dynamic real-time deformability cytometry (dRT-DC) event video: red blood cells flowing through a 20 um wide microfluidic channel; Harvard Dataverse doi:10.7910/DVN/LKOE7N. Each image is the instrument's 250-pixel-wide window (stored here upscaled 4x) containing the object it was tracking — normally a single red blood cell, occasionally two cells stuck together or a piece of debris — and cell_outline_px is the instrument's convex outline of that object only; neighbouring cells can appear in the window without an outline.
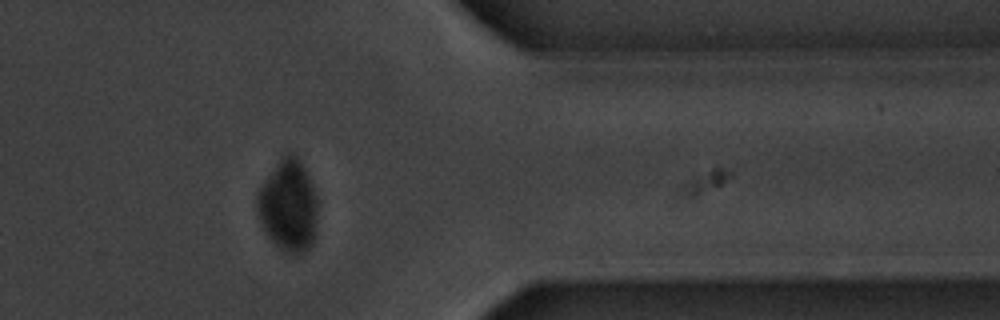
{"species": "common noctule bat (a hibernating species)", "species_latin": "Nyctalus noctula", "temperature_condition": "warm", "stored_images_in_passage": 56, "camera_frame_rate_fps": 3000, "um_per_image_px": 0.085, "animal": {"sex": "male", "body_mass_g": 20.1, "forearm_length_mm": 53.5}, "frame": {"image": 1, "passage_image": 46, "time_ms": 15.0, "image_size_px": [1000, 320], "cell_outline_px": [[316, 236], [312, 244], [304, 252], [284, 252], [264, 232], [256, 212], [256, 192], [264, 180], [284, 152], [292, 152], [300, 160], [312, 184], [316, 196]], "centroid_in_image_um": [24.48, 17.46], "position_along_channel_um": 386.9, "area_um2": 32.54}}
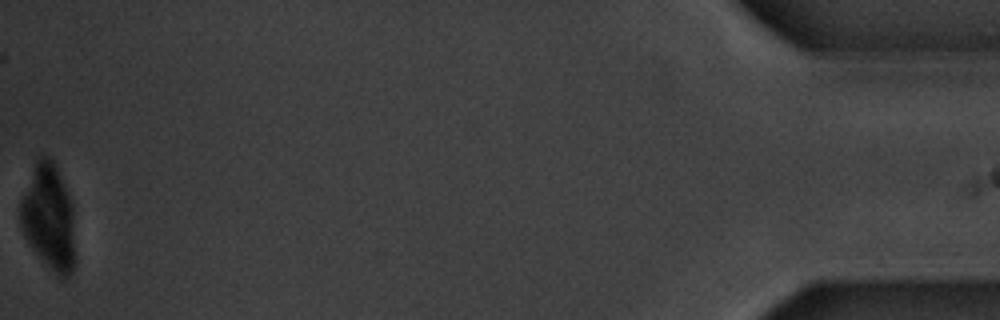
{"frame": {"image": 2, "passage_image": 56, "time_ms": 18.333, "image_size_px": [1000, 320], "cell_outline_px": [[76, 264], [72, 272], [64, 280], [32, 248], [24, 236], [20, 224], [20, 200], [36, 160], [40, 156], [48, 156], [52, 160], [56, 168], [72, 204], [76, 256]], "centroid_in_image_um": [4.16, 18.5], "position_along_channel_um": 431.0, "area_um2": 33.52}}